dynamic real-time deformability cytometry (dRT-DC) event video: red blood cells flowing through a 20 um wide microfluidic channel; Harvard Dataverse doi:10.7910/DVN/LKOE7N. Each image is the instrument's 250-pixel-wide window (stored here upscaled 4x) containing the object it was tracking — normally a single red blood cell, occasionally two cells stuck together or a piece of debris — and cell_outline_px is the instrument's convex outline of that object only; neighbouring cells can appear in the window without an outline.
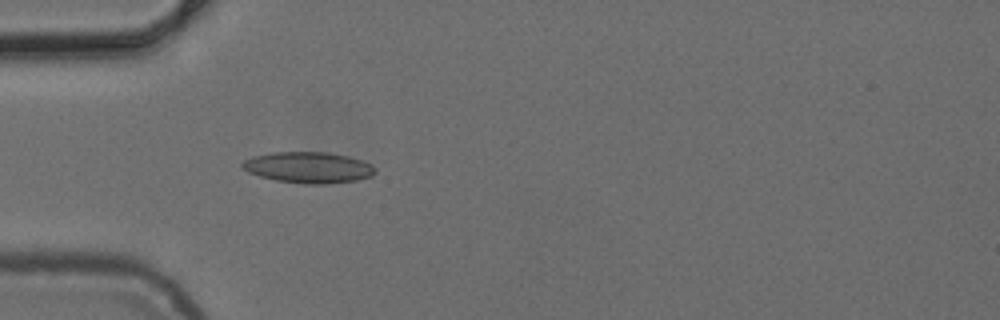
{"species": "common noctule bat (a hibernating species)", "species_latin": "Nyctalus noctula", "temperature_condition": "cold", "stored_images_in_passage": 1, "camera_frame_rate_fps": 3000, "um_per_image_px": 0.085, "animal": {"sex": "female", "body_mass_g": 24.6, "forearm_length_mm": 56.2}, "frame": {"image": 1, "passage_image": 1, "time_ms": 0.0, "image_size_px": [1000, 320], "cell_outline_px": [[376, 172], [372, 176], [356, 180], [324, 184], [308, 184], [276, 180], [260, 176], [248, 172], [240, 164], [244, 160], [252, 156], [272, 152], [324, 152], [348, 156], [372, 164], [376, 168]], "centroid_in_image_um": [26.22, 14.23], "position_along_channel_um": 58.8, "area_um2": 23.99}}